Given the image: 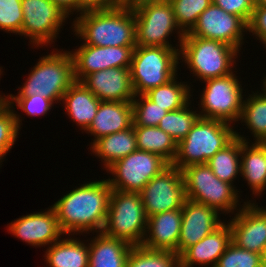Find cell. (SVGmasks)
<instances>
[{"label":"cell","instance_id":"1","mask_svg":"<svg viewBox=\"0 0 266 267\" xmlns=\"http://www.w3.org/2000/svg\"><path fill=\"white\" fill-rule=\"evenodd\" d=\"M111 191L107 179H101L81 184L58 199L52 207L65 235L102 232Z\"/></svg>","mask_w":266,"mask_h":267},{"label":"cell","instance_id":"2","mask_svg":"<svg viewBox=\"0 0 266 267\" xmlns=\"http://www.w3.org/2000/svg\"><path fill=\"white\" fill-rule=\"evenodd\" d=\"M71 28L85 45L99 47L136 46L135 18L132 7H117L82 13Z\"/></svg>","mask_w":266,"mask_h":267},{"label":"cell","instance_id":"3","mask_svg":"<svg viewBox=\"0 0 266 267\" xmlns=\"http://www.w3.org/2000/svg\"><path fill=\"white\" fill-rule=\"evenodd\" d=\"M38 60L23 86L18 87V94L7 96L40 94L57 104L62 101L66 91L76 82L71 52L54 48L51 53Z\"/></svg>","mask_w":266,"mask_h":267},{"label":"cell","instance_id":"4","mask_svg":"<svg viewBox=\"0 0 266 267\" xmlns=\"http://www.w3.org/2000/svg\"><path fill=\"white\" fill-rule=\"evenodd\" d=\"M238 53L240 54L238 49L221 41L184 36L179 49V60L194 74L192 77L203 82L237 72L233 70L234 64H237L236 58L240 56Z\"/></svg>","mask_w":266,"mask_h":267},{"label":"cell","instance_id":"5","mask_svg":"<svg viewBox=\"0 0 266 267\" xmlns=\"http://www.w3.org/2000/svg\"><path fill=\"white\" fill-rule=\"evenodd\" d=\"M233 128L232 124L221 120L199 117L187 136L177 144L172 165L182 170L191 165L206 164L236 137L237 130Z\"/></svg>","mask_w":266,"mask_h":267},{"label":"cell","instance_id":"6","mask_svg":"<svg viewBox=\"0 0 266 267\" xmlns=\"http://www.w3.org/2000/svg\"><path fill=\"white\" fill-rule=\"evenodd\" d=\"M179 64V49L136 46L130 66L135 95H144L172 80Z\"/></svg>","mask_w":266,"mask_h":267},{"label":"cell","instance_id":"7","mask_svg":"<svg viewBox=\"0 0 266 267\" xmlns=\"http://www.w3.org/2000/svg\"><path fill=\"white\" fill-rule=\"evenodd\" d=\"M147 219L139 192L112 189L102 232L132 246L142 245Z\"/></svg>","mask_w":266,"mask_h":267},{"label":"cell","instance_id":"8","mask_svg":"<svg viewBox=\"0 0 266 267\" xmlns=\"http://www.w3.org/2000/svg\"><path fill=\"white\" fill-rule=\"evenodd\" d=\"M135 18L136 46L180 49L184 33L178 27L168 0L144 1L132 7ZM177 34L178 45L169 43V35ZM179 46V47H178Z\"/></svg>","mask_w":266,"mask_h":267},{"label":"cell","instance_id":"9","mask_svg":"<svg viewBox=\"0 0 266 267\" xmlns=\"http://www.w3.org/2000/svg\"><path fill=\"white\" fill-rule=\"evenodd\" d=\"M182 173L187 199L213 207L223 215L235 214L242 207L240 191L235 185L217 178L207 164L185 167Z\"/></svg>","mask_w":266,"mask_h":267},{"label":"cell","instance_id":"10","mask_svg":"<svg viewBox=\"0 0 266 267\" xmlns=\"http://www.w3.org/2000/svg\"><path fill=\"white\" fill-rule=\"evenodd\" d=\"M237 77L233 72L202 82L205 83V88L199 97L200 117L221 120L229 124H236L235 122L239 121L243 96L246 94H243L244 89Z\"/></svg>","mask_w":266,"mask_h":267},{"label":"cell","instance_id":"11","mask_svg":"<svg viewBox=\"0 0 266 267\" xmlns=\"http://www.w3.org/2000/svg\"><path fill=\"white\" fill-rule=\"evenodd\" d=\"M169 165L161 156L137 149L106 169L114 177H109L107 181L112 189L140 193L153 177Z\"/></svg>","mask_w":266,"mask_h":267},{"label":"cell","instance_id":"12","mask_svg":"<svg viewBox=\"0 0 266 267\" xmlns=\"http://www.w3.org/2000/svg\"><path fill=\"white\" fill-rule=\"evenodd\" d=\"M21 4L23 10L21 36L29 38L32 47L55 43L64 26L63 23L69 18L65 12L50 0H21Z\"/></svg>","mask_w":266,"mask_h":267},{"label":"cell","instance_id":"13","mask_svg":"<svg viewBox=\"0 0 266 267\" xmlns=\"http://www.w3.org/2000/svg\"><path fill=\"white\" fill-rule=\"evenodd\" d=\"M140 196L147 218L182 209L187 200L182 170L170 164L145 185Z\"/></svg>","mask_w":266,"mask_h":267},{"label":"cell","instance_id":"14","mask_svg":"<svg viewBox=\"0 0 266 267\" xmlns=\"http://www.w3.org/2000/svg\"><path fill=\"white\" fill-rule=\"evenodd\" d=\"M246 32L248 24L242 18L211 4L199 16L193 29L184 36L221 41L240 51Z\"/></svg>","mask_w":266,"mask_h":267},{"label":"cell","instance_id":"15","mask_svg":"<svg viewBox=\"0 0 266 267\" xmlns=\"http://www.w3.org/2000/svg\"><path fill=\"white\" fill-rule=\"evenodd\" d=\"M254 200H246L228 220L231 242L237 247L262 254L266 247V206L258 207Z\"/></svg>","mask_w":266,"mask_h":267},{"label":"cell","instance_id":"16","mask_svg":"<svg viewBox=\"0 0 266 267\" xmlns=\"http://www.w3.org/2000/svg\"><path fill=\"white\" fill-rule=\"evenodd\" d=\"M70 51L74 62L75 81L80 82L92 72L109 68H130L136 46L99 47L80 44Z\"/></svg>","mask_w":266,"mask_h":267},{"label":"cell","instance_id":"17","mask_svg":"<svg viewBox=\"0 0 266 267\" xmlns=\"http://www.w3.org/2000/svg\"><path fill=\"white\" fill-rule=\"evenodd\" d=\"M7 225L10 234L34 247L50 246L65 234L52 206L46 211L21 216Z\"/></svg>","mask_w":266,"mask_h":267},{"label":"cell","instance_id":"18","mask_svg":"<svg viewBox=\"0 0 266 267\" xmlns=\"http://www.w3.org/2000/svg\"><path fill=\"white\" fill-rule=\"evenodd\" d=\"M182 223L177 254L180 256L188 247L195 245L223 222L220 212L205 204L187 199L182 205Z\"/></svg>","mask_w":266,"mask_h":267},{"label":"cell","instance_id":"19","mask_svg":"<svg viewBox=\"0 0 266 267\" xmlns=\"http://www.w3.org/2000/svg\"><path fill=\"white\" fill-rule=\"evenodd\" d=\"M80 82L101 101L132 102L135 97L130 68L95 71Z\"/></svg>","mask_w":266,"mask_h":267},{"label":"cell","instance_id":"20","mask_svg":"<svg viewBox=\"0 0 266 267\" xmlns=\"http://www.w3.org/2000/svg\"><path fill=\"white\" fill-rule=\"evenodd\" d=\"M230 243L231 229L227 221L198 243L188 247L179 256L180 267H194L195 265L208 267L210 264L209 267H215Z\"/></svg>","mask_w":266,"mask_h":267},{"label":"cell","instance_id":"21","mask_svg":"<svg viewBox=\"0 0 266 267\" xmlns=\"http://www.w3.org/2000/svg\"><path fill=\"white\" fill-rule=\"evenodd\" d=\"M181 223V209L148 217L142 246L151 250H167L177 253Z\"/></svg>","mask_w":266,"mask_h":267},{"label":"cell","instance_id":"22","mask_svg":"<svg viewBox=\"0 0 266 267\" xmlns=\"http://www.w3.org/2000/svg\"><path fill=\"white\" fill-rule=\"evenodd\" d=\"M133 124L132 102L101 101L96 116L85 131L97 139L130 128Z\"/></svg>","mask_w":266,"mask_h":267},{"label":"cell","instance_id":"23","mask_svg":"<svg viewBox=\"0 0 266 267\" xmlns=\"http://www.w3.org/2000/svg\"><path fill=\"white\" fill-rule=\"evenodd\" d=\"M89 241V267H126L131 244L103 232H97Z\"/></svg>","mask_w":266,"mask_h":267},{"label":"cell","instance_id":"24","mask_svg":"<svg viewBox=\"0 0 266 267\" xmlns=\"http://www.w3.org/2000/svg\"><path fill=\"white\" fill-rule=\"evenodd\" d=\"M240 171L252 195L266 190V142H244L241 146Z\"/></svg>","mask_w":266,"mask_h":267},{"label":"cell","instance_id":"25","mask_svg":"<svg viewBox=\"0 0 266 267\" xmlns=\"http://www.w3.org/2000/svg\"><path fill=\"white\" fill-rule=\"evenodd\" d=\"M62 102L68 117L85 132L96 116L101 100L81 82L76 81L66 91Z\"/></svg>","mask_w":266,"mask_h":267},{"label":"cell","instance_id":"26","mask_svg":"<svg viewBox=\"0 0 266 267\" xmlns=\"http://www.w3.org/2000/svg\"><path fill=\"white\" fill-rule=\"evenodd\" d=\"M90 146L91 154L103 162L105 170L138 149L133 125L126 130L91 141Z\"/></svg>","mask_w":266,"mask_h":267},{"label":"cell","instance_id":"27","mask_svg":"<svg viewBox=\"0 0 266 267\" xmlns=\"http://www.w3.org/2000/svg\"><path fill=\"white\" fill-rule=\"evenodd\" d=\"M44 255L49 267H89V246L80 238L59 239Z\"/></svg>","mask_w":266,"mask_h":267},{"label":"cell","instance_id":"28","mask_svg":"<svg viewBox=\"0 0 266 267\" xmlns=\"http://www.w3.org/2000/svg\"><path fill=\"white\" fill-rule=\"evenodd\" d=\"M239 133L235 132L236 137L206 163L217 178L232 185L235 182L234 179L236 180V177L241 175V146L244 142L251 141L246 140V137Z\"/></svg>","mask_w":266,"mask_h":267},{"label":"cell","instance_id":"29","mask_svg":"<svg viewBox=\"0 0 266 267\" xmlns=\"http://www.w3.org/2000/svg\"><path fill=\"white\" fill-rule=\"evenodd\" d=\"M136 135L137 148L142 151L157 154L172 164L177 154V143L159 127L133 126Z\"/></svg>","mask_w":266,"mask_h":267},{"label":"cell","instance_id":"30","mask_svg":"<svg viewBox=\"0 0 266 267\" xmlns=\"http://www.w3.org/2000/svg\"><path fill=\"white\" fill-rule=\"evenodd\" d=\"M177 76L166 84L149 90L144 95L167 112L183 108L191 101L192 86L182 80L178 82Z\"/></svg>","mask_w":266,"mask_h":267},{"label":"cell","instance_id":"31","mask_svg":"<svg viewBox=\"0 0 266 267\" xmlns=\"http://www.w3.org/2000/svg\"><path fill=\"white\" fill-rule=\"evenodd\" d=\"M260 92V93H259ZM248 93L243 99L242 112L239 121L245 124L254 137V142H266V95L261 91Z\"/></svg>","mask_w":266,"mask_h":267},{"label":"cell","instance_id":"32","mask_svg":"<svg viewBox=\"0 0 266 267\" xmlns=\"http://www.w3.org/2000/svg\"><path fill=\"white\" fill-rule=\"evenodd\" d=\"M191 101L181 109L168 111L161 119L158 127L169 134L178 144L183 140L199 119L198 111L191 108ZM190 107V108H189Z\"/></svg>","mask_w":266,"mask_h":267},{"label":"cell","instance_id":"33","mask_svg":"<svg viewBox=\"0 0 266 267\" xmlns=\"http://www.w3.org/2000/svg\"><path fill=\"white\" fill-rule=\"evenodd\" d=\"M126 267H180L179 255L173 251L133 246Z\"/></svg>","mask_w":266,"mask_h":267},{"label":"cell","instance_id":"34","mask_svg":"<svg viewBox=\"0 0 266 267\" xmlns=\"http://www.w3.org/2000/svg\"><path fill=\"white\" fill-rule=\"evenodd\" d=\"M19 117L21 118L20 114L5 101L0 103V167L20 134L22 119Z\"/></svg>","mask_w":266,"mask_h":267},{"label":"cell","instance_id":"35","mask_svg":"<svg viewBox=\"0 0 266 267\" xmlns=\"http://www.w3.org/2000/svg\"><path fill=\"white\" fill-rule=\"evenodd\" d=\"M173 8L175 21L181 31L189 33L199 16L212 4L211 0H168Z\"/></svg>","mask_w":266,"mask_h":267},{"label":"cell","instance_id":"36","mask_svg":"<svg viewBox=\"0 0 266 267\" xmlns=\"http://www.w3.org/2000/svg\"><path fill=\"white\" fill-rule=\"evenodd\" d=\"M166 113L164 108L157 106L145 95H135L132 100L133 126L158 127Z\"/></svg>","mask_w":266,"mask_h":267},{"label":"cell","instance_id":"37","mask_svg":"<svg viewBox=\"0 0 266 267\" xmlns=\"http://www.w3.org/2000/svg\"><path fill=\"white\" fill-rule=\"evenodd\" d=\"M215 267H262L261 255L230 243Z\"/></svg>","mask_w":266,"mask_h":267},{"label":"cell","instance_id":"38","mask_svg":"<svg viewBox=\"0 0 266 267\" xmlns=\"http://www.w3.org/2000/svg\"><path fill=\"white\" fill-rule=\"evenodd\" d=\"M5 102L14 109L19 108L22 112H25L27 116H45L48 112L51 111V108L54 106V103L45 98L42 95H31V96H6Z\"/></svg>","mask_w":266,"mask_h":267},{"label":"cell","instance_id":"39","mask_svg":"<svg viewBox=\"0 0 266 267\" xmlns=\"http://www.w3.org/2000/svg\"><path fill=\"white\" fill-rule=\"evenodd\" d=\"M23 10L21 0H0V29L21 35Z\"/></svg>","mask_w":266,"mask_h":267},{"label":"cell","instance_id":"40","mask_svg":"<svg viewBox=\"0 0 266 267\" xmlns=\"http://www.w3.org/2000/svg\"><path fill=\"white\" fill-rule=\"evenodd\" d=\"M212 4L222 8L225 12L237 15L247 24L254 10V0H211Z\"/></svg>","mask_w":266,"mask_h":267},{"label":"cell","instance_id":"41","mask_svg":"<svg viewBox=\"0 0 266 267\" xmlns=\"http://www.w3.org/2000/svg\"><path fill=\"white\" fill-rule=\"evenodd\" d=\"M248 32L260 40L266 49V7H254L248 22Z\"/></svg>","mask_w":266,"mask_h":267},{"label":"cell","instance_id":"42","mask_svg":"<svg viewBox=\"0 0 266 267\" xmlns=\"http://www.w3.org/2000/svg\"><path fill=\"white\" fill-rule=\"evenodd\" d=\"M121 5V0H78V13L108 10Z\"/></svg>","mask_w":266,"mask_h":267},{"label":"cell","instance_id":"43","mask_svg":"<svg viewBox=\"0 0 266 267\" xmlns=\"http://www.w3.org/2000/svg\"><path fill=\"white\" fill-rule=\"evenodd\" d=\"M53 4L58 6L69 17L71 14H78V0H50Z\"/></svg>","mask_w":266,"mask_h":267},{"label":"cell","instance_id":"44","mask_svg":"<svg viewBox=\"0 0 266 267\" xmlns=\"http://www.w3.org/2000/svg\"><path fill=\"white\" fill-rule=\"evenodd\" d=\"M144 1H153V0H121V5L133 7L134 5H137L138 3Z\"/></svg>","mask_w":266,"mask_h":267},{"label":"cell","instance_id":"45","mask_svg":"<svg viewBox=\"0 0 266 267\" xmlns=\"http://www.w3.org/2000/svg\"><path fill=\"white\" fill-rule=\"evenodd\" d=\"M255 7H266V0H254Z\"/></svg>","mask_w":266,"mask_h":267},{"label":"cell","instance_id":"46","mask_svg":"<svg viewBox=\"0 0 266 267\" xmlns=\"http://www.w3.org/2000/svg\"><path fill=\"white\" fill-rule=\"evenodd\" d=\"M261 260H262V267H266V247L262 251Z\"/></svg>","mask_w":266,"mask_h":267},{"label":"cell","instance_id":"47","mask_svg":"<svg viewBox=\"0 0 266 267\" xmlns=\"http://www.w3.org/2000/svg\"><path fill=\"white\" fill-rule=\"evenodd\" d=\"M264 79H263V84L261 85L262 89L261 92L264 93L266 95V75H264Z\"/></svg>","mask_w":266,"mask_h":267},{"label":"cell","instance_id":"48","mask_svg":"<svg viewBox=\"0 0 266 267\" xmlns=\"http://www.w3.org/2000/svg\"><path fill=\"white\" fill-rule=\"evenodd\" d=\"M3 73V71H2V67H0V77H1V75H3L2 74ZM5 98H6V95H1V93H0V103L1 102H4L5 101Z\"/></svg>","mask_w":266,"mask_h":267}]
</instances>
